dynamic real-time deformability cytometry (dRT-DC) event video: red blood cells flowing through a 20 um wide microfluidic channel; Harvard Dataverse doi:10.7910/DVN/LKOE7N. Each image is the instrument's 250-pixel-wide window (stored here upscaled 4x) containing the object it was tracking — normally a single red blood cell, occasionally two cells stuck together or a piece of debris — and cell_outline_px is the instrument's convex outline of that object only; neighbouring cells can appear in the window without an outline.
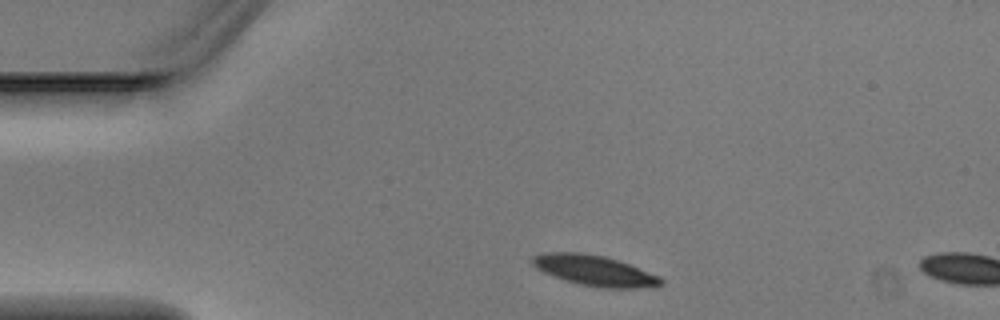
{"species": "Egyptian fruit bat (a non-hibernating species)", "species_latin": "Rousettus aegyptiacus", "temperature_condition": "warm", "stored_images_in_passage": 2, "segment_of_instrument_passage": [1, 2], "camera_frame_rate_fps": 3000, "um_per_image_px": 0.085, "animal": {"sex": "male"}, "frame": {"image": 1, "passage_image": 1, "time_ms": 0.0, "image_size_px": [1000, 320], "cell_outline_px": [[664, 284], [636, 288], [600, 288], [580, 284], [544, 272], [536, 268], [532, 264], [532, 256], [544, 252], [580, 252], [604, 256], [628, 264], [660, 276], [664, 280]], "centroid_in_image_um": [50.53, 22.99], "position_along_channel_um": 34.5, "area_um2": 22.54}}